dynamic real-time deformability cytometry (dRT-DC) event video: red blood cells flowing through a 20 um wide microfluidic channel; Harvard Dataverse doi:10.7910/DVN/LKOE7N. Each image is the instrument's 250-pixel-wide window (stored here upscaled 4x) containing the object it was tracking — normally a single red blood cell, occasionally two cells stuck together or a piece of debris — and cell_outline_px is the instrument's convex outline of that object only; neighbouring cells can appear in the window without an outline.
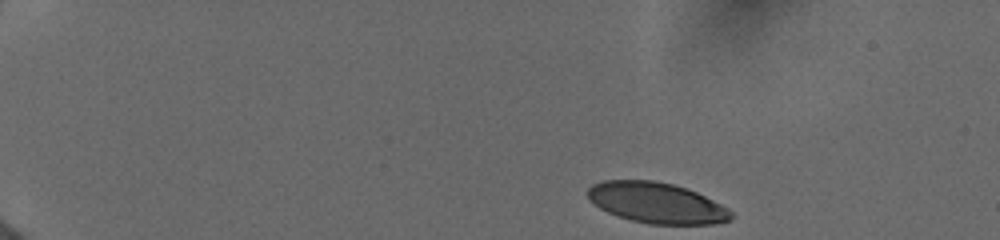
{"species": "human", "species_latin": "Homo sapiens", "temperature_condition": "cold", "stored_images_in_passage": 15, "camera_frame_rate_fps": 3000, "um_per_image_px": 0.085, "donor": {"sex": "female"}, "frame": {"image": 1, "passage_image": 1, "time_ms": 0.0, "image_size_px": [1000, 240], "cell_outline_px": [[732, 216], [728, 220], [712, 224], [648, 224], [632, 220], [608, 212], [600, 208], [588, 200], [588, 188], [592, 184], [604, 180], [656, 180], [672, 184], [696, 192], [728, 208], [732, 212]], "centroid_in_image_um": [55.78, 17.23], "position_along_channel_um": 29.2, "area_um2": 33.76}}
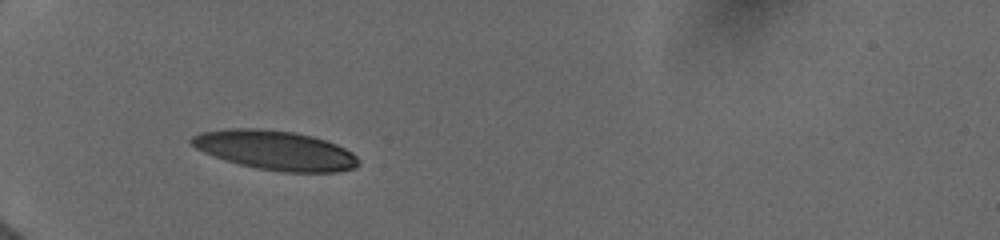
{"frame": {"image": 2, "passage_image": 10, "time_ms": 3.333, "image_size_px": [1000, 240], "cell_outline_px": [[360, 164], [356, 168], [340, 172], [280, 172], [256, 168], [224, 160], [204, 152], [196, 148], [188, 140], [192, 136], [200, 132], [232, 128], [260, 128], [296, 132], [312, 136], [336, 144], [352, 152], [360, 160]], "centroid_in_image_um": [23.42, 12.77], "position_along_channel_um": 61.6, "area_um2": 38.55}}
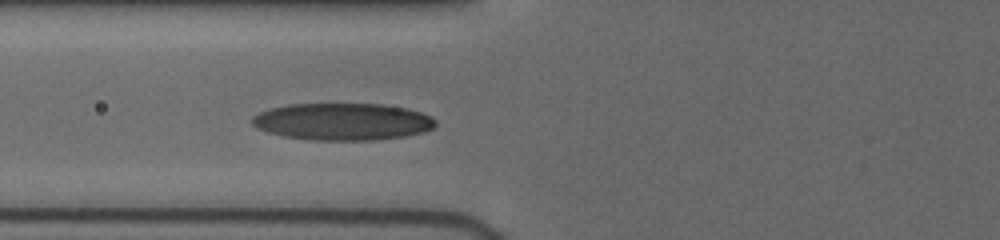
{"frame": {"image": 3, "passage_image": 14, "time_ms": 4.667, "image_size_px": [1000, 240], "cell_outline_px": [[436, 124], [432, 128], [424, 132], [404, 136], [372, 140], [308, 140], [284, 136], [268, 132], [256, 128], [248, 120], [252, 116], [268, 108], [288, 104], [384, 104], [404, 108], [420, 112], [432, 116], [436, 120]], "centroid_in_image_um": [29.07, 10.34], "position_along_channel_um": 96.7, "area_um2": 39.88}}